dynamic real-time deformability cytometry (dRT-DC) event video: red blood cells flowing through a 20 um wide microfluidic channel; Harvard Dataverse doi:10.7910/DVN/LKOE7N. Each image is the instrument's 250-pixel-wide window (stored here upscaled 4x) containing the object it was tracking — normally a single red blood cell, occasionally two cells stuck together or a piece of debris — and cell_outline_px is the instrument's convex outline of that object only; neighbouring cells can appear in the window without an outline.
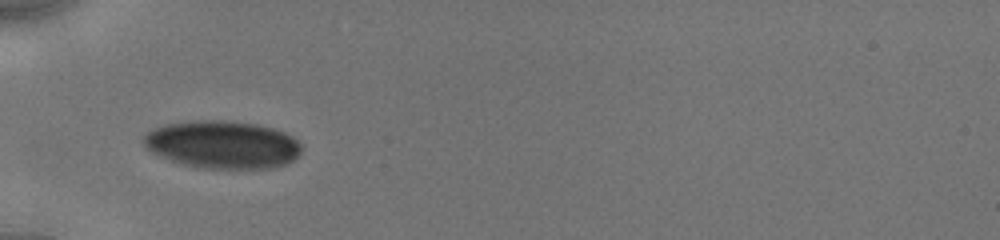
{"species": "human", "species_latin": "Homo sapiens", "temperature_condition": "cold", "stored_images_in_passage": 47, "camera_frame_rate_fps": 3000, "um_per_image_px": 0.085, "donor": {"sex": "male"}, "frame": {"image": 1, "passage_image": 1, "time_ms": 0.0, "image_size_px": [1000, 240], "cell_outline_px": [[304, 148], [300, 156], [284, 164], [272, 168], [196, 168], [180, 164], [168, 160], [152, 152], [144, 144], [144, 136], [148, 132], [164, 124], [196, 120], [220, 120], [256, 124], [272, 128], [284, 132], [300, 140]], "centroid_in_image_um": [18.95, 12.3], "position_along_channel_um": 66.0, "area_um2": 44.22}}
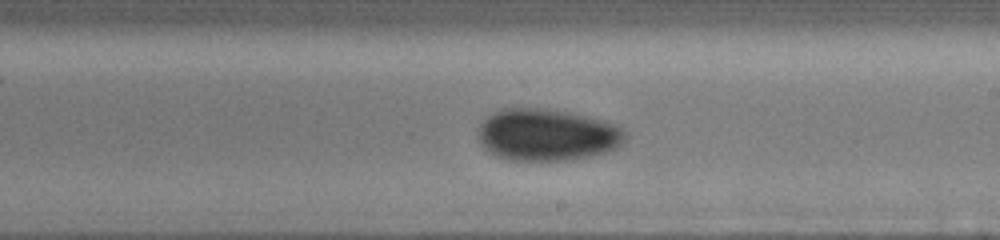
{"frame": {"image": 2, "passage_image": 19, "time_ms": 4.667, "image_size_px": [1000, 240], "cell_outline_px": [[628, 136], [616, 148], [604, 152], [572, 160], [508, 160], [496, 156], [488, 152], [480, 144], [476, 132], [476, 128], [492, 112], [504, 108], [544, 108], [568, 112], [588, 116], [620, 124], [628, 132]], "centroid_in_image_um": [46.49, 11.45], "position_along_channel_um": 242.5, "area_um2": 45.2}}
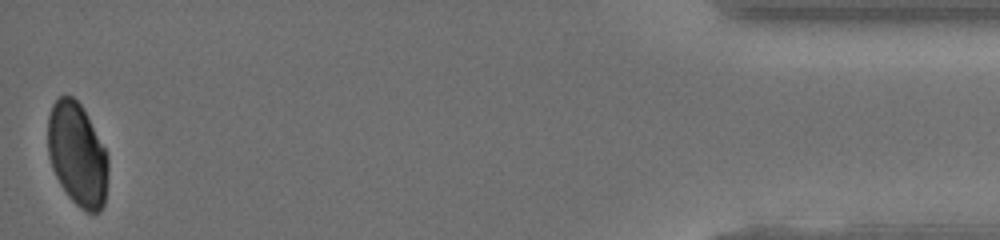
{"frame": {"image": 3, "passage_image": 46, "time_ms": 11.333, "image_size_px": [1000, 240], "cell_outline_px": [[108, 172], [104, 204], [100, 212], [88, 212], [80, 208], [68, 196], [60, 184], [52, 168], [48, 156], [48, 116], [52, 104], [60, 96], [72, 96], [80, 104], [108, 152]], "centroid_in_image_um": [6.58, 13.14], "position_along_channel_um": 428.6, "area_um2": 36.36}, "authors_computed_cell_mechanics": {"area_um2": 42.8298, "velocity_mm_per_s": 3.9118, "shape_relaxation_time_tau1_ms": null, "shape_relaxation_time_tau2_ms": 1.3529, "deformation_change_tau1": null, "deformation_change_tau2": 0.0341}}